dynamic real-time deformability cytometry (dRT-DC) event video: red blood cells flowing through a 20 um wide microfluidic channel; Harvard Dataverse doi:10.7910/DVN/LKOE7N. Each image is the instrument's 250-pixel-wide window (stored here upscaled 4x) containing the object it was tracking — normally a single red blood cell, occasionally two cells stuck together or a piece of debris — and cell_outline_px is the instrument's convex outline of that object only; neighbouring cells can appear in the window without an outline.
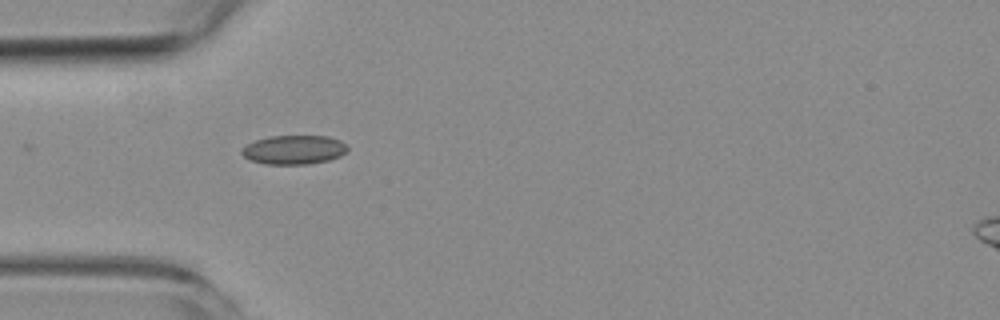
{"species": "common noctule bat (a hibernating species)", "species_latin": "Nyctalus noctula", "temperature_condition": "room temperature", "stored_images_in_passage": 14, "camera_frame_rate_fps": 3000, "um_per_image_px": 0.085, "animal": {"sex": "female", "body_mass_g": 19.3, "forearm_length_mm": 54.1}, "frame": {"image": 1, "passage_image": 5, "time_ms": 5.667, "image_size_px": [1000, 320], "cell_outline_px": [[348, 152], [340, 156], [328, 160], [308, 164], [264, 164], [252, 160], [244, 156], [240, 152], [240, 148], [256, 140], [268, 136], [328, 136], [340, 140], [348, 144]], "centroid_in_image_um": [25.01, 12.72], "position_along_channel_um": 60.0, "area_um2": 18.03}}
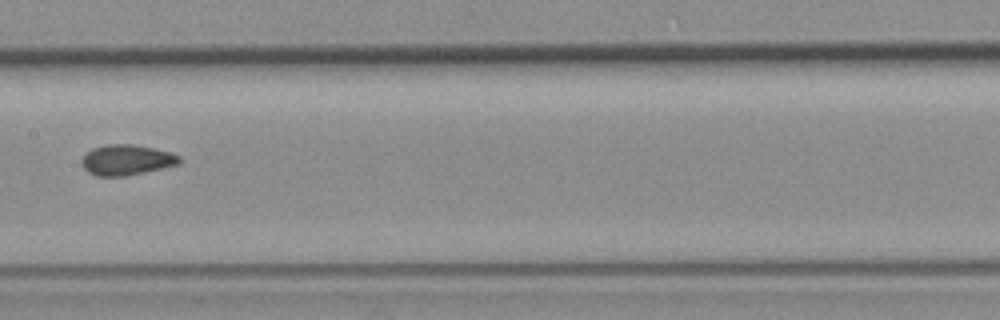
{"frame": {"image": 2, "passage_image": 8, "time_ms": 9.333, "image_size_px": [1000, 320], "cell_outline_px": [[180, 164], [144, 172], [124, 176], [96, 176], [88, 172], [84, 168], [84, 156], [92, 148], [108, 144], [132, 144], [172, 152], [180, 156]], "centroid_in_image_um": [10.8, 13.59], "position_along_channel_um": 196.6, "area_um2": 17.11}}
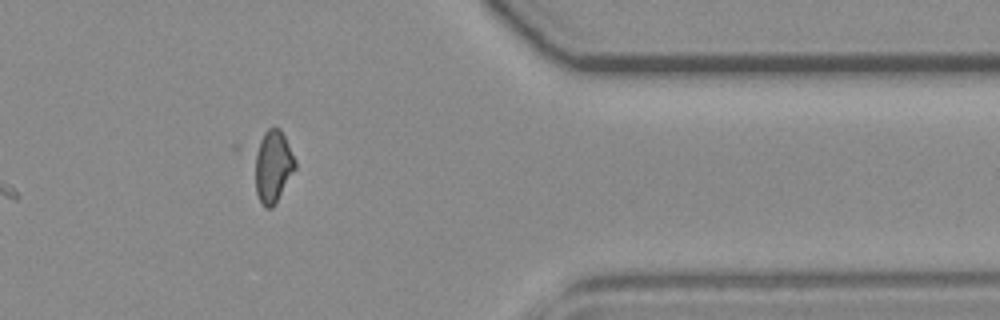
{"frame": {"image": 3, "passage_image": 13, "time_ms": 15.0, "image_size_px": [1000, 320], "cell_outline_px": [[296, 168], [272, 208], [264, 208], [256, 192], [248, 148], [268, 128], [280, 128], [296, 160]], "centroid_in_image_um": [23.06, 14.06], "position_along_channel_um": 388.3, "area_um2": 18.32}, "authors_computed_cell_mechanics": {"area_um2": 16.8198, "velocity_mm_per_s": 3.7702, "shape_relaxation_time_tau1_ms": null, "shape_relaxation_time_tau2_ms": 1.6396, "deformation_change_tau1": null, "deformation_change_tau2": 0.0543}}